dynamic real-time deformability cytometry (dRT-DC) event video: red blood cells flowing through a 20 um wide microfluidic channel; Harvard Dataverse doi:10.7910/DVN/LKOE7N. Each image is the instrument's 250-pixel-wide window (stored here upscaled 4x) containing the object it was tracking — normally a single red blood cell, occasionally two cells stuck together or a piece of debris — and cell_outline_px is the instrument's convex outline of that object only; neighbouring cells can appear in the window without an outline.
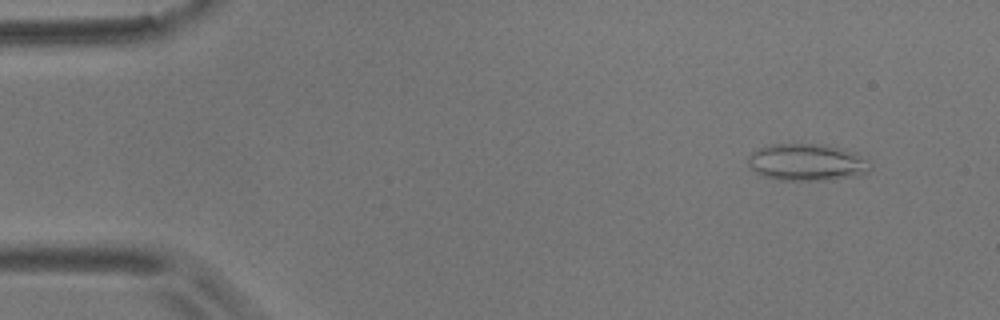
{"species": "common noctule bat (a hibernating species)", "species_latin": "Nyctalus noctula", "temperature_condition": "room temperature", "stored_images_in_passage": 57, "camera_frame_rate_fps": 3000, "um_per_image_px": 0.085, "animal": {"sex": "male", "body_mass_g": 17.9}, "frame": {"image": 1, "passage_image": 5, "time_ms": 1.333, "image_size_px": [1000, 320], "cell_outline_px": [[872, 168], [868, 172], [856, 176], [824, 180], [776, 180], [760, 176], [748, 168], [748, 156], [756, 148], [772, 144], [824, 144], [840, 148], [852, 152], [868, 160], [872, 164]], "centroid_in_image_um": [68.53, 13.8], "position_along_channel_um": 16.5, "area_um2": 26.7}}
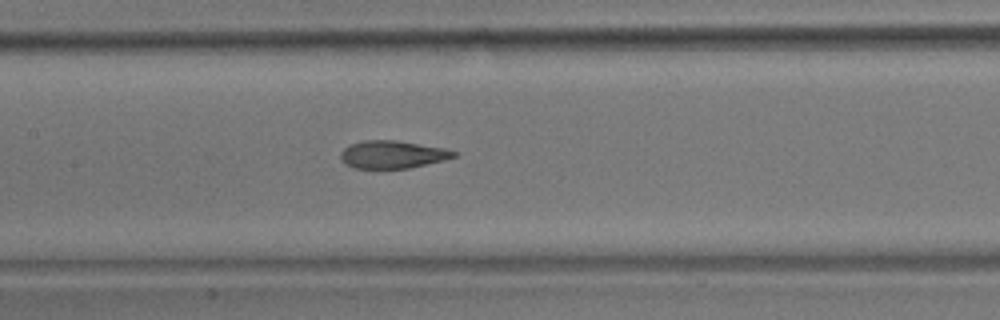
{"frame": {"image": 2, "passage_image": 27, "time_ms": 8.667, "image_size_px": [1000, 320], "cell_outline_px": [[456, 156], [444, 160], [408, 168], [352, 168], [340, 160], [340, 152], [348, 144], [364, 140], [396, 140], [444, 148], [456, 152]], "centroid_in_image_um": [33.3, 13.12], "position_along_channel_um": 174.1, "area_um2": 18.26}}
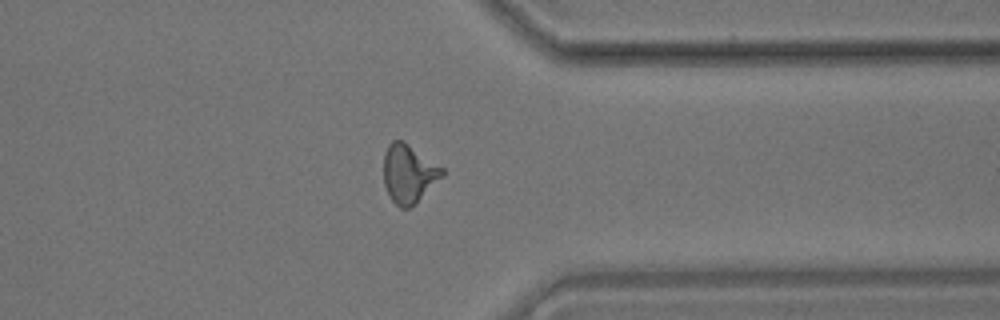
{"frame": {"image": 3, "passage_image": 45, "time_ms": 14.667, "image_size_px": [1000, 320], "cell_outline_px": [[444, 176], [416, 204], [408, 208], [400, 208], [392, 200], [384, 184], [384, 152], [388, 144], [392, 140], [404, 140], [444, 168]], "centroid_in_image_um": [34.76, 14.75], "position_along_channel_um": 376.6, "area_um2": 20.23}, "authors_computed_cell_mechanics": {"area_um2": 19.363, "velocity_mm_per_s": 3.4771, "shape_relaxation_time_tau1_ms": 9.6914, "shape_relaxation_time_tau2_ms": 1.5509, "deformation_change_tau1": 0.2179, "deformation_change_tau2": 0.0866}}